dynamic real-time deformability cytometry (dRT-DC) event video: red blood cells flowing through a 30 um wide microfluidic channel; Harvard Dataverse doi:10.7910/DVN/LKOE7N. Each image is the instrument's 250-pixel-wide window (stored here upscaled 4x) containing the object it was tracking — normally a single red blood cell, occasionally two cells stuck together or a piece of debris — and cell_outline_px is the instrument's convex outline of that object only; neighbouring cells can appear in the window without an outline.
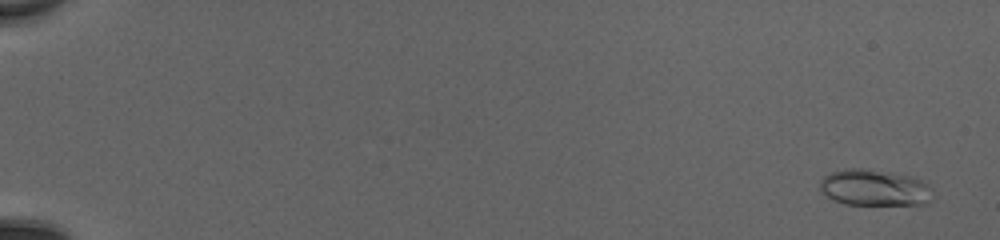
{"species": "common noctule bat (a hibernating species)", "species_latin": "Nyctalus noctula", "temperature_condition": "cold", "stored_images_in_passage": 52, "camera_frame_rate_fps": 3000, "um_per_image_px": 0.085, "animal": {"sex": "female", "body_mass_g": 20.0, "forearm_length_mm": 54.0}, "frame": {"image": 1, "passage_image": 3, "time_ms": 0.667, "image_size_px": [1000, 240], "cell_outline_px": [[932, 200], [928, 204], [844, 204], [832, 200], [820, 192], [820, 180], [828, 172], [844, 168], [868, 168], [892, 172], [912, 176], [928, 184], [932, 188]], "centroid_in_image_um": [74.31, 15.94], "position_along_channel_um": 10.7, "area_um2": 24.39}}
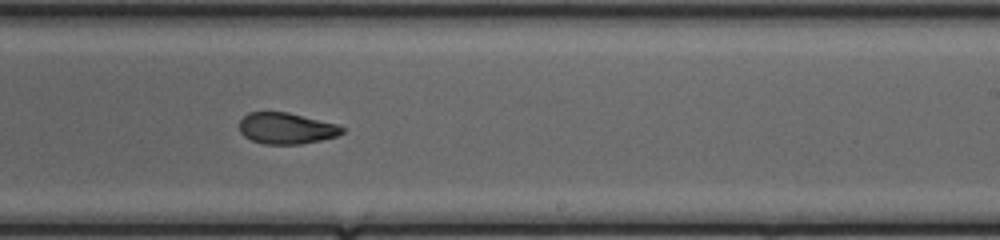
{"frame": {"image": 2, "passage_image": 35, "time_ms": 11.333, "image_size_px": [1000, 240], "cell_outline_px": [[348, 128], [344, 132], [336, 136], [320, 140], [300, 144], [264, 144], [252, 140], [244, 136], [240, 132], [240, 120], [248, 112], [288, 112], [336, 124]], "centroid_in_image_um": [24.35, 10.91], "position_along_channel_um": 264.7, "area_um2": 18.67}}
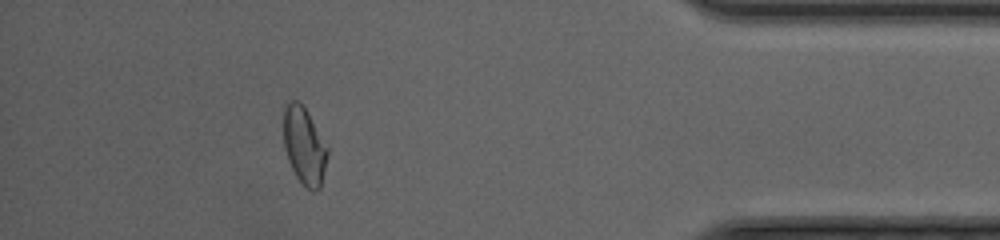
{"frame": {"image": 3, "passage_image": 48, "time_ms": 15.667, "image_size_px": [1000, 240], "cell_outline_px": [[328, 156], [320, 188], [312, 192], [296, 176], [288, 160], [284, 148], [284, 108], [288, 100], [296, 100], [304, 108], [328, 148]], "centroid_in_image_um": [25.85, 12.41], "position_along_channel_um": 409.3, "area_um2": 19.36}, "authors_computed_cell_mechanics": {"area_um2": 20.3456, "velocity_mm_per_s": 4.1724, "shape_relaxation_time_tau1_ms": 10.9466, "shape_relaxation_time_tau2_ms": 2.2822, "deformation_change_tau1": 0.2482, "deformation_change_tau2": 0.0912}}